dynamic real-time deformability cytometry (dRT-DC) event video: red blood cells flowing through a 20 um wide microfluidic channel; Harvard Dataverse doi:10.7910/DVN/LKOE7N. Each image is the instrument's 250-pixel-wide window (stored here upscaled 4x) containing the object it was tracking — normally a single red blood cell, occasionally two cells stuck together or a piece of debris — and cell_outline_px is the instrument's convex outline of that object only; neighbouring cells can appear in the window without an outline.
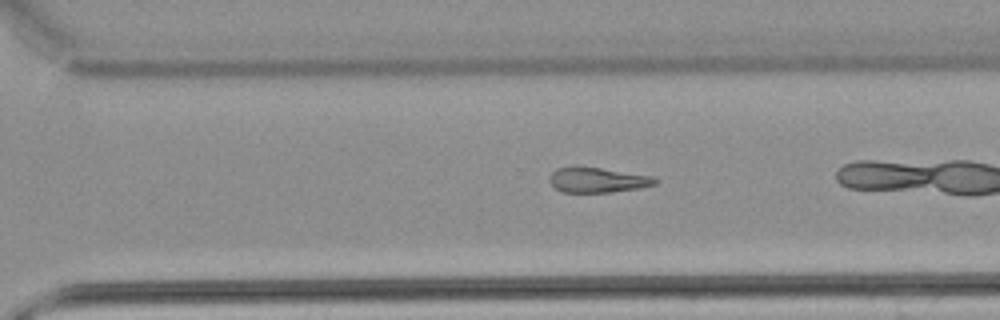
{"species": "common noctule bat (a hibernating species)", "species_latin": "Nyctalus noctula", "temperature_condition": "warm", "stored_images_in_passage": 31, "camera_frame_rate_fps": 3000, "um_per_image_px": 0.085, "animal": {"sex": "male", "body_mass_g": 21.5, "forearm_length_mm": 52.0}, "frame": {"image": 1, "passage_image": 27, "time_ms": 8.667, "image_size_px": [1000, 320], "cell_outline_px": [[656, 184], [636, 188], [608, 192], [560, 192], [552, 184], [552, 172], [556, 168], [572, 164], [576, 164], [652, 176], [656, 180]], "centroid_in_image_um": [50.73, 15.26], "position_along_channel_um": 319.9, "area_um2": 15.43}}